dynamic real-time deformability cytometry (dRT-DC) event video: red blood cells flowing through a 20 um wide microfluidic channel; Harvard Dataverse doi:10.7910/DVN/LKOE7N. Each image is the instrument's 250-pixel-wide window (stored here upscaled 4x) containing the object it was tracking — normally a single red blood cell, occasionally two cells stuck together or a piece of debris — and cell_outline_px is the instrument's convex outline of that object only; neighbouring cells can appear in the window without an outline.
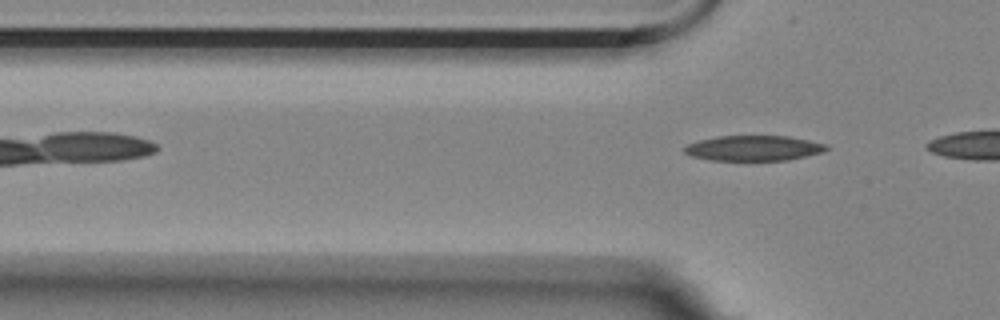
{"species": "Egyptian fruit bat (a non-hibernating species)", "species_latin": "Rousettus aegyptiacus", "temperature_condition": "room temperature", "stored_images_in_passage": 3, "camera_frame_rate_fps": 3000, "um_per_image_px": 0.085, "animal": {"sex": "female"}, "frame": {"image": 1, "passage_image": 3, "time_ms": 0.667, "image_size_px": [1000, 320], "cell_outline_px": [[828, 148], [824, 152], [788, 160], [708, 160], [692, 156], [684, 152], [684, 148], [688, 144], [700, 140], [716, 136], [788, 136], [808, 140], [824, 144]], "centroid_in_image_um": [64.05, 12.59], "position_along_channel_um": 61.8, "area_um2": 20.75}}